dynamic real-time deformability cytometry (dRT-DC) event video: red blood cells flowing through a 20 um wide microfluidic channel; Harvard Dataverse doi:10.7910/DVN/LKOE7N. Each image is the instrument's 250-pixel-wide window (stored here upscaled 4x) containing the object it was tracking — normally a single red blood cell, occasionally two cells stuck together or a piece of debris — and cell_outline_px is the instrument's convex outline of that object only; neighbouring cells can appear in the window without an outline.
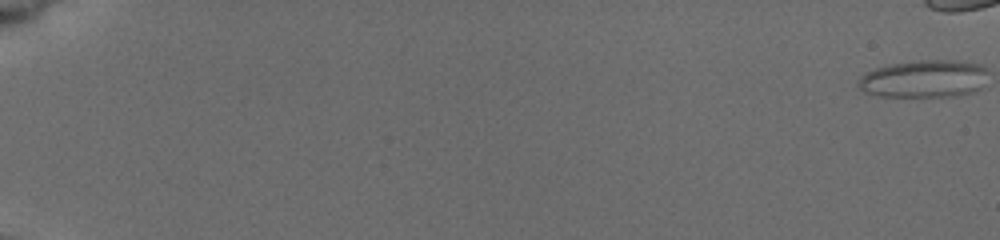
{"species": "common noctule bat (a hibernating species)", "species_latin": "Nyctalus noctula", "temperature_condition": "cold", "stored_images_in_passage": 38, "camera_frame_rate_fps": 3000, "um_per_image_px": 0.085, "animal": {"sex": "female", "body_mass_g": 19.5, "forearm_length_mm": 54.1}, "frame": {"image": 1, "passage_image": 1, "time_ms": 0.0, "image_size_px": [1000, 240], "cell_outline_px": [[984, 68], [976, 88], [968, 92], [940, 96], [884, 96], [864, 92], [860, 88], [860, 80], [868, 72], [876, 68], [896, 64], [920, 60], [952, 60], [976, 64]], "centroid_in_image_um": [78.42, 6.69], "position_along_channel_um": 6.6, "area_um2": 26.59}}